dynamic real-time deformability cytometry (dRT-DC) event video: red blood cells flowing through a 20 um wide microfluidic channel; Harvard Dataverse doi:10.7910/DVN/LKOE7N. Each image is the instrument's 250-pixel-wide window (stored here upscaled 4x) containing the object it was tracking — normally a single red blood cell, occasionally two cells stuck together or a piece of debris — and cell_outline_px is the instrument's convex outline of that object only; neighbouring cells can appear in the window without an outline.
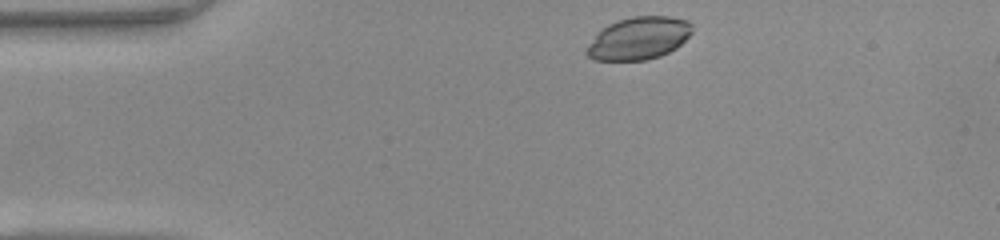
{"species": "common noctule bat (a hibernating species)", "species_latin": "Nyctalus noctula", "temperature_condition": "warm", "stored_images_in_passage": 41, "camera_frame_rate_fps": 3000, "um_per_image_px": 0.085, "animal": {"sex": "female", "body_mass_g": 22.0, "forearm_length_mm": 56.7}, "frame": {"image": 1, "passage_image": 1, "time_ms": 0.0, "image_size_px": [1000, 240], "cell_outline_px": [[692, 32], [676, 48], [660, 56], [644, 60], [592, 60], [584, 52], [588, 44], [608, 24], [632, 16], [668, 16], [688, 20], [692, 24]], "centroid_in_image_um": [54.3, 3.25], "position_along_channel_um": 30.7, "area_um2": 25.95}}
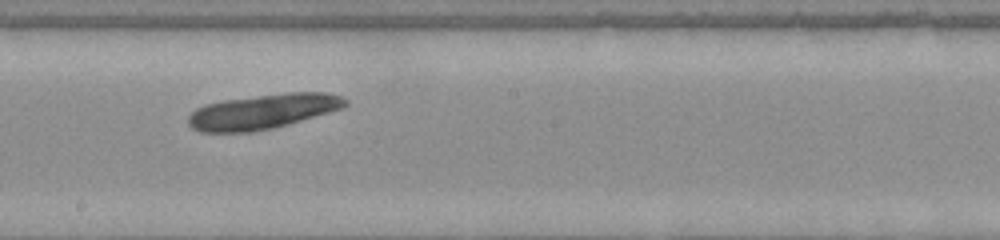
{"frame": {"image": 2, "passage_image": 19, "time_ms": 6.0, "image_size_px": [1000, 240], "cell_outline_px": [[348, 104], [344, 108], [288, 124], [272, 128], [252, 132], [200, 132], [192, 128], [188, 124], [188, 116], [196, 108], [204, 104], [224, 100], [288, 92], [328, 92], [344, 96], [348, 100]], "centroid_in_image_um": [22.38, 9.47], "position_along_channel_um": 225.8, "area_um2": 32.08}}
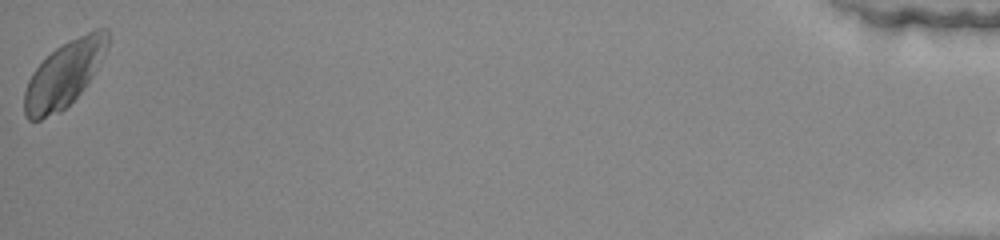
{"frame": {"image": 3, "passage_image": 41, "time_ms": 13.333, "image_size_px": [1000, 240], "cell_outline_px": [[108, 48], [96, 68], [80, 92], [60, 112], [40, 120], [28, 120], [24, 112], [24, 92], [28, 80], [32, 72], [56, 48], [68, 40], [96, 28], [108, 28]], "centroid_in_image_um": [5.44, 6.3], "position_along_channel_um": 429.8, "area_um2": 31.33}}